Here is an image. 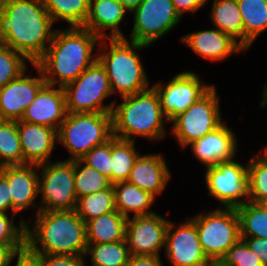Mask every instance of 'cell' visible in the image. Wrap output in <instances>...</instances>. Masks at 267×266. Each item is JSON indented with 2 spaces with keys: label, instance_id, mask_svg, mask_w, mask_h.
<instances>
[{
  "label": "cell",
  "instance_id": "cell-1",
  "mask_svg": "<svg viewBox=\"0 0 267 266\" xmlns=\"http://www.w3.org/2000/svg\"><path fill=\"white\" fill-rule=\"evenodd\" d=\"M53 24L42 0H0V43L22 54L32 64L51 43Z\"/></svg>",
  "mask_w": 267,
  "mask_h": 266
},
{
  "label": "cell",
  "instance_id": "cell-2",
  "mask_svg": "<svg viewBox=\"0 0 267 266\" xmlns=\"http://www.w3.org/2000/svg\"><path fill=\"white\" fill-rule=\"evenodd\" d=\"M100 38L83 27L55 30L43 56L35 63L46 84L64 87L75 81L96 60Z\"/></svg>",
  "mask_w": 267,
  "mask_h": 266
},
{
  "label": "cell",
  "instance_id": "cell-3",
  "mask_svg": "<svg viewBox=\"0 0 267 266\" xmlns=\"http://www.w3.org/2000/svg\"><path fill=\"white\" fill-rule=\"evenodd\" d=\"M34 217L26 223V247L32 253L85 256L86 225L76 210L39 211Z\"/></svg>",
  "mask_w": 267,
  "mask_h": 266
},
{
  "label": "cell",
  "instance_id": "cell-4",
  "mask_svg": "<svg viewBox=\"0 0 267 266\" xmlns=\"http://www.w3.org/2000/svg\"><path fill=\"white\" fill-rule=\"evenodd\" d=\"M122 103L114 104L112 110L113 136L123 140L135 141L139 136L150 141L165 139L169 123L163 113L156 90L149 89L122 97ZM165 120V121H164Z\"/></svg>",
  "mask_w": 267,
  "mask_h": 266
},
{
  "label": "cell",
  "instance_id": "cell-5",
  "mask_svg": "<svg viewBox=\"0 0 267 266\" xmlns=\"http://www.w3.org/2000/svg\"><path fill=\"white\" fill-rule=\"evenodd\" d=\"M98 47L97 60L108 75L113 95L116 92L122 98L150 88L141 56L137 52L149 46L126 40L125 37L101 39Z\"/></svg>",
  "mask_w": 267,
  "mask_h": 266
},
{
  "label": "cell",
  "instance_id": "cell-6",
  "mask_svg": "<svg viewBox=\"0 0 267 266\" xmlns=\"http://www.w3.org/2000/svg\"><path fill=\"white\" fill-rule=\"evenodd\" d=\"M113 137L112 113H67L57 131V139L71 156L80 160L95 146Z\"/></svg>",
  "mask_w": 267,
  "mask_h": 266
},
{
  "label": "cell",
  "instance_id": "cell-7",
  "mask_svg": "<svg viewBox=\"0 0 267 266\" xmlns=\"http://www.w3.org/2000/svg\"><path fill=\"white\" fill-rule=\"evenodd\" d=\"M207 213V214H206ZM191 217L195 222L203 252L216 266L240 237V222L235 208L218 207Z\"/></svg>",
  "mask_w": 267,
  "mask_h": 266
},
{
  "label": "cell",
  "instance_id": "cell-8",
  "mask_svg": "<svg viewBox=\"0 0 267 266\" xmlns=\"http://www.w3.org/2000/svg\"><path fill=\"white\" fill-rule=\"evenodd\" d=\"M68 113H112L115 100L104 67L96 60L75 81L63 87Z\"/></svg>",
  "mask_w": 267,
  "mask_h": 266
},
{
  "label": "cell",
  "instance_id": "cell-9",
  "mask_svg": "<svg viewBox=\"0 0 267 266\" xmlns=\"http://www.w3.org/2000/svg\"><path fill=\"white\" fill-rule=\"evenodd\" d=\"M219 95L214 85L187 110L174 117L171 134L183 149L219 127L222 122Z\"/></svg>",
  "mask_w": 267,
  "mask_h": 266
},
{
  "label": "cell",
  "instance_id": "cell-10",
  "mask_svg": "<svg viewBox=\"0 0 267 266\" xmlns=\"http://www.w3.org/2000/svg\"><path fill=\"white\" fill-rule=\"evenodd\" d=\"M39 211L75 210L78 198L74 186V160L38 165Z\"/></svg>",
  "mask_w": 267,
  "mask_h": 266
},
{
  "label": "cell",
  "instance_id": "cell-11",
  "mask_svg": "<svg viewBox=\"0 0 267 266\" xmlns=\"http://www.w3.org/2000/svg\"><path fill=\"white\" fill-rule=\"evenodd\" d=\"M208 195L219 201V207L237 208L249 201L248 166L236 159L220 162L205 170Z\"/></svg>",
  "mask_w": 267,
  "mask_h": 266
},
{
  "label": "cell",
  "instance_id": "cell-12",
  "mask_svg": "<svg viewBox=\"0 0 267 266\" xmlns=\"http://www.w3.org/2000/svg\"><path fill=\"white\" fill-rule=\"evenodd\" d=\"M133 29L129 41L150 46L176 27L181 17L172 0H142L132 11Z\"/></svg>",
  "mask_w": 267,
  "mask_h": 266
},
{
  "label": "cell",
  "instance_id": "cell-13",
  "mask_svg": "<svg viewBox=\"0 0 267 266\" xmlns=\"http://www.w3.org/2000/svg\"><path fill=\"white\" fill-rule=\"evenodd\" d=\"M214 84H204L197 73L183 71L174 75L168 83L158 82L152 87L156 90L163 113L168 121L187 110L204 96Z\"/></svg>",
  "mask_w": 267,
  "mask_h": 266
},
{
  "label": "cell",
  "instance_id": "cell-14",
  "mask_svg": "<svg viewBox=\"0 0 267 266\" xmlns=\"http://www.w3.org/2000/svg\"><path fill=\"white\" fill-rule=\"evenodd\" d=\"M174 227L175 223L169 220L164 252L171 265L215 266L203 252L195 222L191 218Z\"/></svg>",
  "mask_w": 267,
  "mask_h": 266
},
{
  "label": "cell",
  "instance_id": "cell-15",
  "mask_svg": "<svg viewBox=\"0 0 267 266\" xmlns=\"http://www.w3.org/2000/svg\"><path fill=\"white\" fill-rule=\"evenodd\" d=\"M169 219L153 213L128 218L126 241L131 256H159L165 247Z\"/></svg>",
  "mask_w": 267,
  "mask_h": 266
},
{
  "label": "cell",
  "instance_id": "cell-16",
  "mask_svg": "<svg viewBox=\"0 0 267 266\" xmlns=\"http://www.w3.org/2000/svg\"><path fill=\"white\" fill-rule=\"evenodd\" d=\"M37 76L27 75V70L18 78L8 82L0 89V119L21 120L25 109L35 99L39 90L46 84L41 70L32 64Z\"/></svg>",
  "mask_w": 267,
  "mask_h": 266
},
{
  "label": "cell",
  "instance_id": "cell-17",
  "mask_svg": "<svg viewBox=\"0 0 267 266\" xmlns=\"http://www.w3.org/2000/svg\"><path fill=\"white\" fill-rule=\"evenodd\" d=\"M37 165H6L0 173L8 180L12 201V214H18L28 207H35L33 214L39 212L36 198L39 196V177ZM37 211V212H35Z\"/></svg>",
  "mask_w": 267,
  "mask_h": 266
},
{
  "label": "cell",
  "instance_id": "cell-18",
  "mask_svg": "<svg viewBox=\"0 0 267 266\" xmlns=\"http://www.w3.org/2000/svg\"><path fill=\"white\" fill-rule=\"evenodd\" d=\"M45 84L25 109L21 121L59 129L67 116L63 87Z\"/></svg>",
  "mask_w": 267,
  "mask_h": 266
},
{
  "label": "cell",
  "instance_id": "cell-19",
  "mask_svg": "<svg viewBox=\"0 0 267 266\" xmlns=\"http://www.w3.org/2000/svg\"><path fill=\"white\" fill-rule=\"evenodd\" d=\"M225 123L187 145L205 168L228 162L237 154V136Z\"/></svg>",
  "mask_w": 267,
  "mask_h": 266
},
{
  "label": "cell",
  "instance_id": "cell-20",
  "mask_svg": "<svg viewBox=\"0 0 267 266\" xmlns=\"http://www.w3.org/2000/svg\"><path fill=\"white\" fill-rule=\"evenodd\" d=\"M23 165H41L50 162L56 145L57 130L25 121H17Z\"/></svg>",
  "mask_w": 267,
  "mask_h": 266
},
{
  "label": "cell",
  "instance_id": "cell-21",
  "mask_svg": "<svg viewBox=\"0 0 267 266\" xmlns=\"http://www.w3.org/2000/svg\"><path fill=\"white\" fill-rule=\"evenodd\" d=\"M181 40L195 54L213 62L245 52L235 40L217 28L192 32L184 35Z\"/></svg>",
  "mask_w": 267,
  "mask_h": 266
},
{
  "label": "cell",
  "instance_id": "cell-22",
  "mask_svg": "<svg viewBox=\"0 0 267 266\" xmlns=\"http://www.w3.org/2000/svg\"><path fill=\"white\" fill-rule=\"evenodd\" d=\"M129 11L118 0H90L88 18L83 28L90 30L100 39L125 38L120 29ZM109 29V34L104 31Z\"/></svg>",
  "mask_w": 267,
  "mask_h": 266
},
{
  "label": "cell",
  "instance_id": "cell-23",
  "mask_svg": "<svg viewBox=\"0 0 267 266\" xmlns=\"http://www.w3.org/2000/svg\"><path fill=\"white\" fill-rule=\"evenodd\" d=\"M171 175L163 155L150 153L137 158L127 181L156 197L165 191Z\"/></svg>",
  "mask_w": 267,
  "mask_h": 266
},
{
  "label": "cell",
  "instance_id": "cell-24",
  "mask_svg": "<svg viewBox=\"0 0 267 266\" xmlns=\"http://www.w3.org/2000/svg\"><path fill=\"white\" fill-rule=\"evenodd\" d=\"M115 190V208L126 218H130V212L133 216H142L155 213L150 210L156 200L151 193L138 188L136 185L124 181L113 184Z\"/></svg>",
  "mask_w": 267,
  "mask_h": 266
},
{
  "label": "cell",
  "instance_id": "cell-25",
  "mask_svg": "<svg viewBox=\"0 0 267 266\" xmlns=\"http://www.w3.org/2000/svg\"><path fill=\"white\" fill-rule=\"evenodd\" d=\"M128 218L117 210L85 223L87 244L112 243L126 240Z\"/></svg>",
  "mask_w": 267,
  "mask_h": 266
},
{
  "label": "cell",
  "instance_id": "cell-26",
  "mask_svg": "<svg viewBox=\"0 0 267 266\" xmlns=\"http://www.w3.org/2000/svg\"><path fill=\"white\" fill-rule=\"evenodd\" d=\"M210 19L244 49V25L237 0H214Z\"/></svg>",
  "mask_w": 267,
  "mask_h": 266
},
{
  "label": "cell",
  "instance_id": "cell-27",
  "mask_svg": "<svg viewBox=\"0 0 267 266\" xmlns=\"http://www.w3.org/2000/svg\"><path fill=\"white\" fill-rule=\"evenodd\" d=\"M244 25V50L267 30V0H237Z\"/></svg>",
  "mask_w": 267,
  "mask_h": 266
},
{
  "label": "cell",
  "instance_id": "cell-28",
  "mask_svg": "<svg viewBox=\"0 0 267 266\" xmlns=\"http://www.w3.org/2000/svg\"><path fill=\"white\" fill-rule=\"evenodd\" d=\"M53 23L65 21L69 27H83L90 9V0H42Z\"/></svg>",
  "mask_w": 267,
  "mask_h": 266
},
{
  "label": "cell",
  "instance_id": "cell-29",
  "mask_svg": "<svg viewBox=\"0 0 267 266\" xmlns=\"http://www.w3.org/2000/svg\"><path fill=\"white\" fill-rule=\"evenodd\" d=\"M235 209L239 217L241 238L267 239V204L248 201Z\"/></svg>",
  "mask_w": 267,
  "mask_h": 266
},
{
  "label": "cell",
  "instance_id": "cell-30",
  "mask_svg": "<svg viewBox=\"0 0 267 266\" xmlns=\"http://www.w3.org/2000/svg\"><path fill=\"white\" fill-rule=\"evenodd\" d=\"M140 155L135 141L123 140L115 136L111 138L112 185L127 181L131 169Z\"/></svg>",
  "mask_w": 267,
  "mask_h": 266
},
{
  "label": "cell",
  "instance_id": "cell-31",
  "mask_svg": "<svg viewBox=\"0 0 267 266\" xmlns=\"http://www.w3.org/2000/svg\"><path fill=\"white\" fill-rule=\"evenodd\" d=\"M91 255V266H127L130 252L126 240L88 244L85 257Z\"/></svg>",
  "mask_w": 267,
  "mask_h": 266
},
{
  "label": "cell",
  "instance_id": "cell-32",
  "mask_svg": "<svg viewBox=\"0 0 267 266\" xmlns=\"http://www.w3.org/2000/svg\"><path fill=\"white\" fill-rule=\"evenodd\" d=\"M75 210L85 223L101 215L116 211L113 185L105 190L80 197Z\"/></svg>",
  "mask_w": 267,
  "mask_h": 266
},
{
  "label": "cell",
  "instance_id": "cell-33",
  "mask_svg": "<svg viewBox=\"0 0 267 266\" xmlns=\"http://www.w3.org/2000/svg\"><path fill=\"white\" fill-rule=\"evenodd\" d=\"M23 165L17 121L0 119V167Z\"/></svg>",
  "mask_w": 267,
  "mask_h": 266
},
{
  "label": "cell",
  "instance_id": "cell-34",
  "mask_svg": "<svg viewBox=\"0 0 267 266\" xmlns=\"http://www.w3.org/2000/svg\"><path fill=\"white\" fill-rule=\"evenodd\" d=\"M111 185L109 178L105 175L87 166L81 160H74V186L78 199L105 190Z\"/></svg>",
  "mask_w": 267,
  "mask_h": 266
},
{
  "label": "cell",
  "instance_id": "cell-35",
  "mask_svg": "<svg viewBox=\"0 0 267 266\" xmlns=\"http://www.w3.org/2000/svg\"><path fill=\"white\" fill-rule=\"evenodd\" d=\"M247 166L249 201L267 204V155L255 154Z\"/></svg>",
  "mask_w": 267,
  "mask_h": 266
},
{
  "label": "cell",
  "instance_id": "cell-36",
  "mask_svg": "<svg viewBox=\"0 0 267 266\" xmlns=\"http://www.w3.org/2000/svg\"><path fill=\"white\" fill-rule=\"evenodd\" d=\"M26 61L32 65L25 56L0 43V89L28 69Z\"/></svg>",
  "mask_w": 267,
  "mask_h": 266
},
{
  "label": "cell",
  "instance_id": "cell-37",
  "mask_svg": "<svg viewBox=\"0 0 267 266\" xmlns=\"http://www.w3.org/2000/svg\"><path fill=\"white\" fill-rule=\"evenodd\" d=\"M216 266H263L259 257L240 239Z\"/></svg>",
  "mask_w": 267,
  "mask_h": 266
},
{
  "label": "cell",
  "instance_id": "cell-38",
  "mask_svg": "<svg viewBox=\"0 0 267 266\" xmlns=\"http://www.w3.org/2000/svg\"><path fill=\"white\" fill-rule=\"evenodd\" d=\"M80 160L105 175L112 184L111 139L92 148Z\"/></svg>",
  "mask_w": 267,
  "mask_h": 266
},
{
  "label": "cell",
  "instance_id": "cell-39",
  "mask_svg": "<svg viewBox=\"0 0 267 266\" xmlns=\"http://www.w3.org/2000/svg\"><path fill=\"white\" fill-rule=\"evenodd\" d=\"M8 215L9 213H0V243H26L27 222L24 221L25 218L20 219L17 226L13 220L17 214H12L11 217Z\"/></svg>",
  "mask_w": 267,
  "mask_h": 266
},
{
  "label": "cell",
  "instance_id": "cell-40",
  "mask_svg": "<svg viewBox=\"0 0 267 266\" xmlns=\"http://www.w3.org/2000/svg\"><path fill=\"white\" fill-rule=\"evenodd\" d=\"M41 266H86L85 256L35 254Z\"/></svg>",
  "mask_w": 267,
  "mask_h": 266
},
{
  "label": "cell",
  "instance_id": "cell-41",
  "mask_svg": "<svg viewBox=\"0 0 267 266\" xmlns=\"http://www.w3.org/2000/svg\"><path fill=\"white\" fill-rule=\"evenodd\" d=\"M26 248V243H0V266H11L16 253Z\"/></svg>",
  "mask_w": 267,
  "mask_h": 266
},
{
  "label": "cell",
  "instance_id": "cell-42",
  "mask_svg": "<svg viewBox=\"0 0 267 266\" xmlns=\"http://www.w3.org/2000/svg\"><path fill=\"white\" fill-rule=\"evenodd\" d=\"M248 247L259 257L263 266H267V239L265 238H241Z\"/></svg>",
  "mask_w": 267,
  "mask_h": 266
},
{
  "label": "cell",
  "instance_id": "cell-43",
  "mask_svg": "<svg viewBox=\"0 0 267 266\" xmlns=\"http://www.w3.org/2000/svg\"><path fill=\"white\" fill-rule=\"evenodd\" d=\"M10 210L12 213L10 186L8 180L0 173V213L8 214Z\"/></svg>",
  "mask_w": 267,
  "mask_h": 266
},
{
  "label": "cell",
  "instance_id": "cell-44",
  "mask_svg": "<svg viewBox=\"0 0 267 266\" xmlns=\"http://www.w3.org/2000/svg\"><path fill=\"white\" fill-rule=\"evenodd\" d=\"M208 0H172L175 10L182 18L184 13H196Z\"/></svg>",
  "mask_w": 267,
  "mask_h": 266
},
{
  "label": "cell",
  "instance_id": "cell-45",
  "mask_svg": "<svg viewBox=\"0 0 267 266\" xmlns=\"http://www.w3.org/2000/svg\"><path fill=\"white\" fill-rule=\"evenodd\" d=\"M159 256L135 255L130 256L127 266H163Z\"/></svg>",
  "mask_w": 267,
  "mask_h": 266
},
{
  "label": "cell",
  "instance_id": "cell-46",
  "mask_svg": "<svg viewBox=\"0 0 267 266\" xmlns=\"http://www.w3.org/2000/svg\"><path fill=\"white\" fill-rule=\"evenodd\" d=\"M17 261L15 266H41L39 258L27 247L16 253Z\"/></svg>",
  "mask_w": 267,
  "mask_h": 266
},
{
  "label": "cell",
  "instance_id": "cell-47",
  "mask_svg": "<svg viewBox=\"0 0 267 266\" xmlns=\"http://www.w3.org/2000/svg\"><path fill=\"white\" fill-rule=\"evenodd\" d=\"M128 11L132 12L142 0H118Z\"/></svg>",
  "mask_w": 267,
  "mask_h": 266
},
{
  "label": "cell",
  "instance_id": "cell-48",
  "mask_svg": "<svg viewBox=\"0 0 267 266\" xmlns=\"http://www.w3.org/2000/svg\"><path fill=\"white\" fill-rule=\"evenodd\" d=\"M262 101H261V104H260V107L261 108H265L264 106L267 105V83H265L264 87H263V92H262Z\"/></svg>",
  "mask_w": 267,
  "mask_h": 266
},
{
  "label": "cell",
  "instance_id": "cell-49",
  "mask_svg": "<svg viewBox=\"0 0 267 266\" xmlns=\"http://www.w3.org/2000/svg\"><path fill=\"white\" fill-rule=\"evenodd\" d=\"M263 150V152L267 155V147H265Z\"/></svg>",
  "mask_w": 267,
  "mask_h": 266
}]
</instances>
